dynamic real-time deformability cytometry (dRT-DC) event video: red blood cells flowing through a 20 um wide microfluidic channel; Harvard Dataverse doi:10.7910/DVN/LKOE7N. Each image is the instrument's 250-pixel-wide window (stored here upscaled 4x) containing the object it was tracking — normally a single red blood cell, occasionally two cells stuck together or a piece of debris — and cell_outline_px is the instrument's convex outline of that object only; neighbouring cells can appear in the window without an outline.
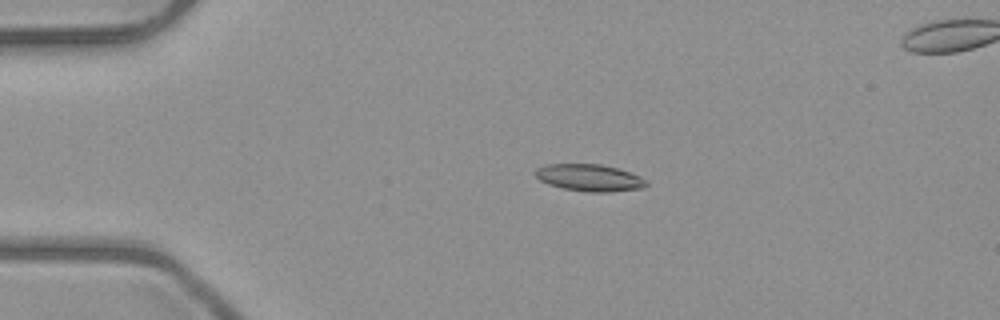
{"species": "common noctule bat (a hibernating species)", "species_latin": "Nyctalus noctula", "temperature_condition": "room temperature", "stored_images_in_passage": 5, "segment_of_instrument_passage": [1, 2], "camera_frame_rate_fps": 3000, "um_per_image_px": 0.085, "animal": {"sex": "male", "body_mass_g": 23.1, "forearm_length_mm": 52.7}, "frame": {"image": 1, "passage_image": 3, "time_ms": 2.333, "image_size_px": [1000, 320], "cell_outline_px": [[648, 184], [644, 188], [608, 192], [588, 192], [564, 188], [548, 184], [540, 180], [536, 176], [536, 168], [548, 164], [600, 164], [616, 168], [640, 176]], "centroid_in_image_um": [50.1, 15.11], "position_along_channel_um": 34.9, "area_um2": 17.22}}